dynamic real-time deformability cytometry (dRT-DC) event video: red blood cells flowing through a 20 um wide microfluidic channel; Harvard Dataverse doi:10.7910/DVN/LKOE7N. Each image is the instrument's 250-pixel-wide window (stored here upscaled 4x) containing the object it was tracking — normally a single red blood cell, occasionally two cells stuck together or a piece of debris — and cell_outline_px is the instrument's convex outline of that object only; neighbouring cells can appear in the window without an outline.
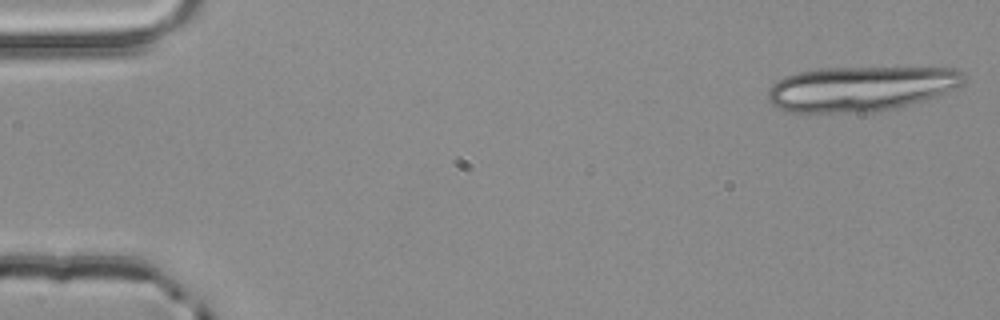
{"species": "common noctule bat (a hibernating species)", "species_latin": "Nyctalus noctula", "temperature_condition": "room temperature", "stored_images_in_passage": 3, "camera_frame_rate_fps": 3000, "um_per_image_px": 0.085, "animal": {"sex": "male", "body_mass_g": 20.4}, "frame": {"image": 1, "passage_image": 1, "time_ms": 0.0, "image_size_px": [1000, 320], "cell_outline_px": [[964, 84], [948, 92], [924, 100], [892, 108], [868, 112], [788, 112], [772, 104], [768, 100], [768, 92], [772, 84], [784, 76], [800, 72], [820, 68], [956, 68], [964, 72]], "centroid_in_image_um": [73.17, 7.53], "position_along_channel_um": 11.8, "area_um2": 51.1}}